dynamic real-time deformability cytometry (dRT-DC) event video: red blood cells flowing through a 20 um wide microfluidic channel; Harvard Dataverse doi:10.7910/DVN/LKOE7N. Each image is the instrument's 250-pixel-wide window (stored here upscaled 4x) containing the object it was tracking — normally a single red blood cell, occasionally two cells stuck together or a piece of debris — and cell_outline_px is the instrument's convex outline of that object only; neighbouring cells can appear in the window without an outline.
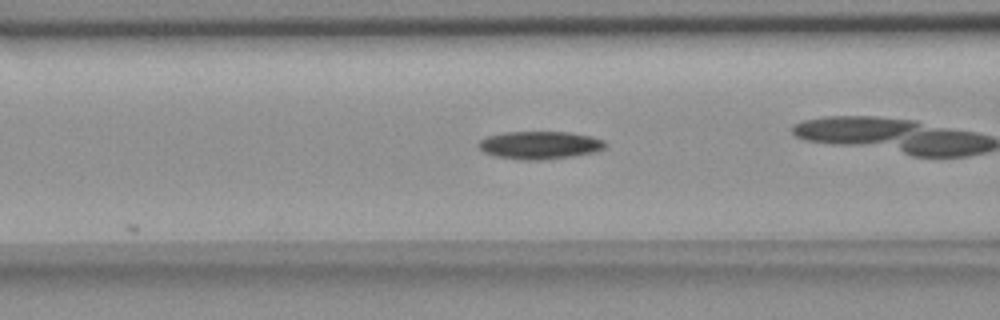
{"species": "common noctule bat (a hibernating species)", "species_latin": "Nyctalus noctula", "temperature_condition": "room temperature", "stored_images_in_passage": 27, "camera_frame_rate_fps": 3000, "um_per_image_px": 0.085, "animal": {"sex": "female", "body_mass_g": 18.4}, "frame": {"image": 1, "passage_image": 7, "time_ms": 2.0, "image_size_px": [1000, 320], "cell_outline_px": [[608, 144], [604, 148], [596, 152], [572, 156], [540, 160], [520, 160], [496, 156], [484, 152], [476, 144], [480, 140], [488, 136], [504, 132], [568, 132], [592, 136], [604, 140]], "centroid_in_image_um": [45.9, 12.33], "position_along_channel_um": 120.7, "area_um2": 20.63}}